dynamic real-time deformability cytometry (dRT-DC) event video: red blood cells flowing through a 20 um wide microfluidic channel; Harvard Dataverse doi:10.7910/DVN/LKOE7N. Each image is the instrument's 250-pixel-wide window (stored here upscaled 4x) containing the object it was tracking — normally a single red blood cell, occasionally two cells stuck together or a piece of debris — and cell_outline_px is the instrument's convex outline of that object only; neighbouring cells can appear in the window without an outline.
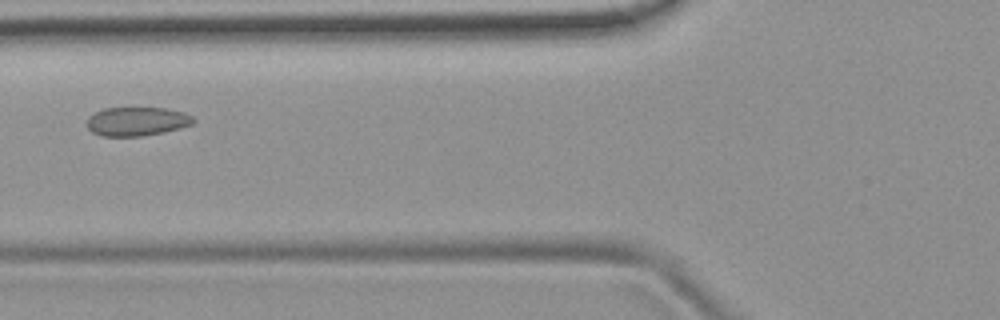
{"species": "common noctule bat (a hibernating species)", "species_latin": "Nyctalus noctula", "temperature_condition": "room temperature", "stored_images_in_passage": 2, "camera_frame_rate_fps": 3000, "um_per_image_px": 0.085, "animal": {"sex": "female", "body_mass_g": 19.9}, "frame": {"image": 1, "passage_image": 2, "time_ms": 1.0, "image_size_px": [1000, 320], "cell_outline_px": [[196, 120], [192, 124], [164, 132], [140, 136], [100, 136], [92, 132], [88, 128], [88, 116], [104, 108], [164, 108], [184, 112], [192, 116]], "centroid_in_image_um": [11.63, 10.32], "position_along_channel_um": 114.2, "area_um2": 17.8}}